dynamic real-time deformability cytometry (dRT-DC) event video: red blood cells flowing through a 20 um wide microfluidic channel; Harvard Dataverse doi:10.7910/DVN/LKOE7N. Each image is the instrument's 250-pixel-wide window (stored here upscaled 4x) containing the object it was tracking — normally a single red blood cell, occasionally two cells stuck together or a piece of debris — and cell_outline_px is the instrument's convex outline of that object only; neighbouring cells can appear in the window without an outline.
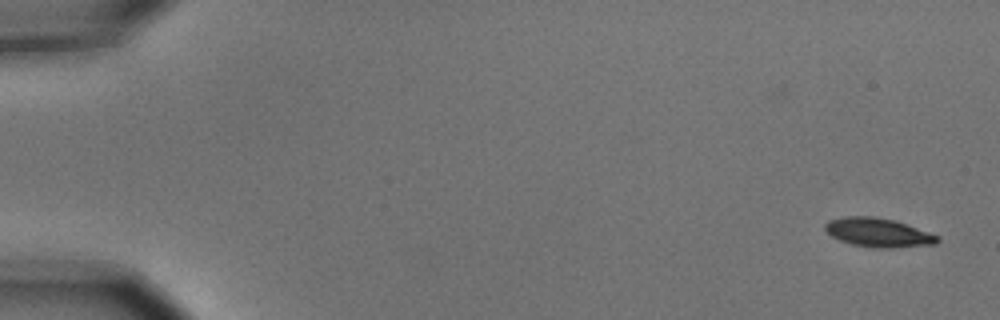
{"species": "common noctule bat (a hibernating species)", "species_latin": "Nyctalus noctula", "temperature_condition": "cold", "stored_images_in_passage": 6, "camera_frame_rate_fps": 3000, "um_per_image_px": 0.085, "animal": {"sex": "male", "body_mass_g": 15.6}, "frame": {"image": 1, "passage_image": 1, "time_ms": 0.0, "image_size_px": [1000, 320], "cell_outline_px": [[940, 240], [936, 244], [892, 248], [872, 248], [852, 244], [840, 240], [832, 236], [824, 228], [824, 224], [828, 220], [844, 216], [872, 216], [892, 220], [940, 236]], "centroid_in_image_um": [74.63, 19.77], "position_along_channel_um": 10.4, "area_um2": 18.84}}